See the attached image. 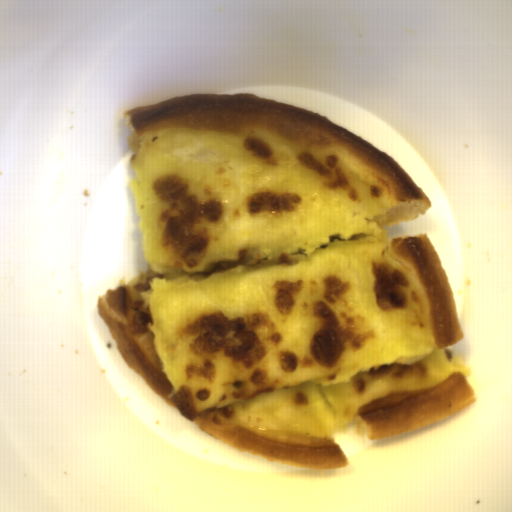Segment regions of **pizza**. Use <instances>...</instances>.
<instances>
[{"instance_id": "dd6c1bee", "label": "pizza", "mask_w": 512, "mask_h": 512, "mask_svg": "<svg viewBox=\"0 0 512 512\" xmlns=\"http://www.w3.org/2000/svg\"><path fill=\"white\" fill-rule=\"evenodd\" d=\"M148 265L97 295L124 362L209 437L281 465L349 463L334 435L418 431L476 402L433 207L388 153L254 93L123 113Z\"/></svg>"}]
</instances>
